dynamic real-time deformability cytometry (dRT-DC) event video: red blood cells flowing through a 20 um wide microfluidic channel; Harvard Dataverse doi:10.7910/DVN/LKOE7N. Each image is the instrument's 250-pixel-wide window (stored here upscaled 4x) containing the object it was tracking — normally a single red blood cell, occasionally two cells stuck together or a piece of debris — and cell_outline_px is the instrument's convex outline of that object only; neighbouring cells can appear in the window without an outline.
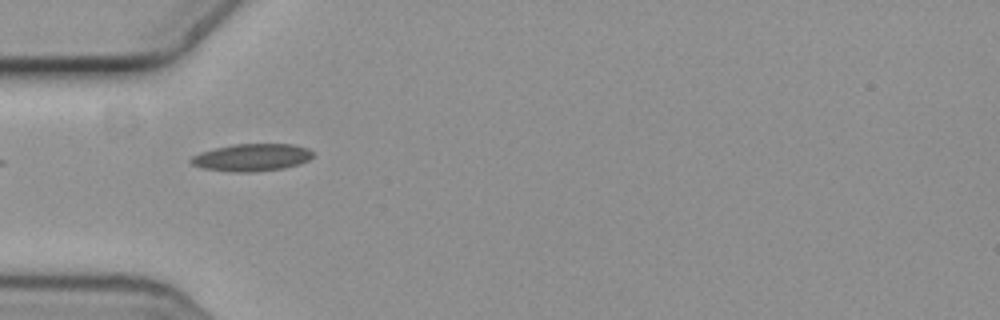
{"species": "common noctule bat (a hibernating species)", "species_latin": "Nyctalus noctula", "temperature_condition": "cold", "stored_images_in_passage": 6, "camera_frame_rate_fps": 3000, "um_per_image_px": 0.085, "animal": {"sex": "female", "body_mass_g": 19.3, "forearm_length_mm": 54.1}, "frame": {"image": 1, "passage_image": 5, "time_ms": 1.333, "image_size_px": [1000, 320], "cell_outline_px": [[312, 156], [308, 160], [300, 164], [284, 168], [252, 172], [236, 172], [204, 168], [192, 164], [188, 160], [192, 156], [200, 152], [212, 148], [232, 144], [296, 144], [308, 148], [312, 152]], "centroid_in_image_um": [21.39, 13.37], "position_along_channel_um": 63.6, "area_um2": 19.54}}
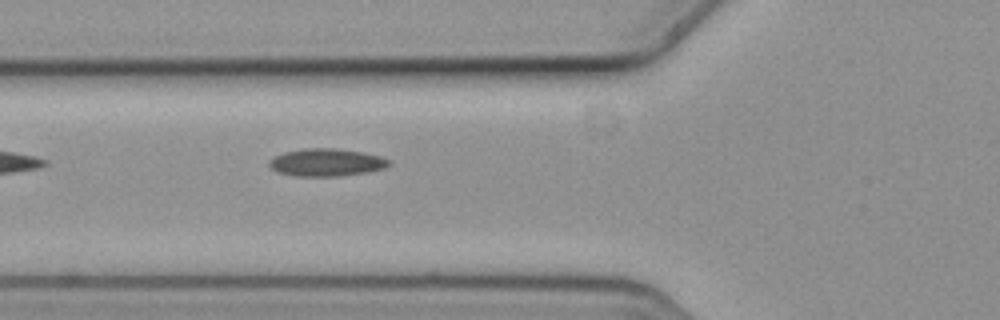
{"frame": {"image": 2, "passage_image": 6, "time_ms": 1.667, "image_size_px": [1000, 320], "cell_outline_px": [[392, 164], [384, 168], [364, 172], [340, 176], [296, 176], [276, 172], [268, 164], [268, 160], [272, 156], [284, 152], [304, 148], [336, 148], [360, 152], [380, 156], [392, 160]], "centroid_in_image_um": [27.71, 13.8], "position_along_channel_um": 98.1, "area_um2": 19.36}}